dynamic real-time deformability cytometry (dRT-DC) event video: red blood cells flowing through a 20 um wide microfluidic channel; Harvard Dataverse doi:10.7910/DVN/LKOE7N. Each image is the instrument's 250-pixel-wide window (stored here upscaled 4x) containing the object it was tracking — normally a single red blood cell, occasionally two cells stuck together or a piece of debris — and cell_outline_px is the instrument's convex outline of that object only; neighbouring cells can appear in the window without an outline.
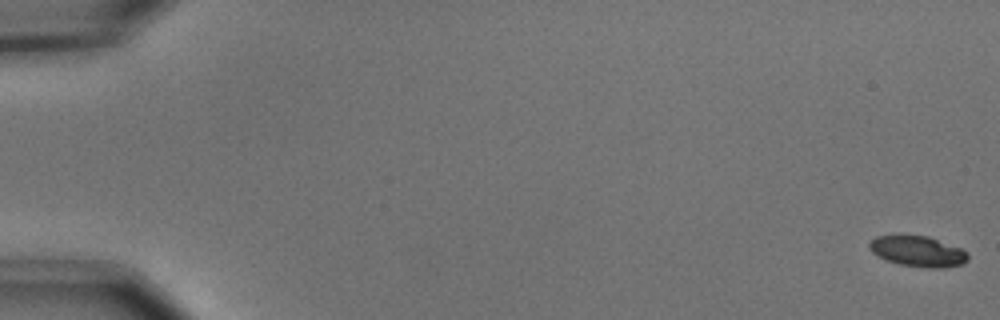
{"species": "common noctule bat (a hibernating species)", "species_latin": "Nyctalus noctula", "temperature_condition": "cold", "stored_images_in_passage": 7, "camera_frame_rate_fps": 3000, "um_per_image_px": 0.085, "animal": {"sex": "male", "body_mass_g": 15.6}, "frame": {"image": 1, "passage_image": 1, "time_ms": 0.0, "image_size_px": [1000, 320], "cell_outline_px": [[968, 260], [964, 264], [944, 268], [928, 268], [900, 264], [888, 260], [872, 252], [868, 248], [868, 244], [876, 236], [896, 232], [900, 232], [928, 236], [960, 248], [968, 252]], "centroid_in_image_um": [77.99, 21.31], "position_along_channel_um": 7.0, "area_um2": 18.21}}